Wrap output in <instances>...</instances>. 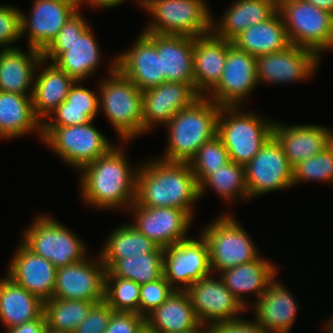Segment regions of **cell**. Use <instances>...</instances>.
I'll use <instances>...</instances> for the list:
<instances>
[{"mask_svg": "<svg viewBox=\"0 0 333 333\" xmlns=\"http://www.w3.org/2000/svg\"><path fill=\"white\" fill-rule=\"evenodd\" d=\"M199 199V185L189 163L156 158L139 165L136 206L174 207L186 211L193 218L192 205Z\"/></svg>", "mask_w": 333, "mask_h": 333, "instance_id": "6da1fadb", "label": "cell"}, {"mask_svg": "<svg viewBox=\"0 0 333 333\" xmlns=\"http://www.w3.org/2000/svg\"><path fill=\"white\" fill-rule=\"evenodd\" d=\"M137 168H131L121 146L80 169L83 201L98 209H127L135 201Z\"/></svg>", "mask_w": 333, "mask_h": 333, "instance_id": "7a4b0ae2", "label": "cell"}, {"mask_svg": "<svg viewBox=\"0 0 333 333\" xmlns=\"http://www.w3.org/2000/svg\"><path fill=\"white\" fill-rule=\"evenodd\" d=\"M221 106L200 96L189 107L177 112L165 125L168 143L164 155L168 162L189 163L198 149L217 135Z\"/></svg>", "mask_w": 333, "mask_h": 333, "instance_id": "3957f363", "label": "cell"}, {"mask_svg": "<svg viewBox=\"0 0 333 333\" xmlns=\"http://www.w3.org/2000/svg\"><path fill=\"white\" fill-rule=\"evenodd\" d=\"M111 62L109 77L100 81L99 110L125 143L143 134L142 90L116 68V57Z\"/></svg>", "mask_w": 333, "mask_h": 333, "instance_id": "277c9868", "label": "cell"}, {"mask_svg": "<svg viewBox=\"0 0 333 333\" xmlns=\"http://www.w3.org/2000/svg\"><path fill=\"white\" fill-rule=\"evenodd\" d=\"M241 108L221 107L217 136L228 151L229 159L245 166L273 136L274 121L265 120L251 111L243 112Z\"/></svg>", "mask_w": 333, "mask_h": 333, "instance_id": "5b68a950", "label": "cell"}, {"mask_svg": "<svg viewBox=\"0 0 333 333\" xmlns=\"http://www.w3.org/2000/svg\"><path fill=\"white\" fill-rule=\"evenodd\" d=\"M206 4L204 0H145L143 8L153 21L143 32L194 38L208 35L213 15Z\"/></svg>", "mask_w": 333, "mask_h": 333, "instance_id": "8992f818", "label": "cell"}, {"mask_svg": "<svg viewBox=\"0 0 333 333\" xmlns=\"http://www.w3.org/2000/svg\"><path fill=\"white\" fill-rule=\"evenodd\" d=\"M291 44L321 52L333 49V15L303 0H278Z\"/></svg>", "mask_w": 333, "mask_h": 333, "instance_id": "52a82bcc", "label": "cell"}, {"mask_svg": "<svg viewBox=\"0 0 333 333\" xmlns=\"http://www.w3.org/2000/svg\"><path fill=\"white\" fill-rule=\"evenodd\" d=\"M201 235L209 246L211 272L216 274L251 262L260 255L248 232L232 214L220 215L203 228Z\"/></svg>", "mask_w": 333, "mask_h": 333, "instance_id": "ba28073f", "label": "cell"}, {"mask_svg": "<svg viewBox=\"0 0 333 333\" xmlns=\"http://www.w3.org/2000/svg\"><path fill=\"white\" fill-rule=\"evenodd\" d=\"M24 232L21 242L56 268L80 262L87 257L84 241L48 215H37L34 223Z\"/></svg>", "mask_w": 333, "mask_h": 333, "instance_id": "9c48e42d", "label": "cell"}, {"mask_svg": "<svg viewBox=\"0 0 333 333\" xmlns=\"http://www.w3.org/2000/svg\"><path fill=\"white\" fill-rule=\"evenodd\" d=\"M92 122L66 127H42L41 140L65 163L80 170L114 147Z\"/></svg>", "mask_w": 333, "mask_h": 333, "instance_id": "30bf717a", "label": "cell"}, {"mask_svg": "<svg viewBox=\"0 0 333 333\" xmlns=\"http://www.w3.org/2000/svg\"><path fill=\"white\" fill-rule=\"evenodd\" d=\"M257 85L256 57L227 40V58L221 78L205 97L221 107H240Z\"/></svg>", "mask_w": 333, "mask_h": 333, "instance_id": "8fae6325", "label": "cell"}, {"mask_svg": "<svg viewBox=\"0 0 333 333\" xmlns=\"http://www.w3.org/2000/svg\"><path fill=\"white\" fill-rule=\"evenodd\" d=\"M244 169L249 199L294 186L293 168L273 136Z\"/></svg>", "mask_w": 333, "mask_h": 333, "instance_id": "7c38bea8", "label": "cell"}, {"mask_svg": "<svg viewBox=\"0 0 333 333\" xmlns=\"http://www.w3.org/2000/svg\"><path fill=\"white\" fill-rule=\"evenodd\" d=\"M211 273L209 246L202 235L165 248L163 276L175 290L186 291Z\"/></svg>", "mask_w": 333, "mask_h": 333, "instance_id": "4fadbf2b", "label": "cell"}, {"mask_svg": "<svg viewBox=\"0 0 333 333\" xmlns=\"http://www.w3.org/2000/svg\"><path fill=\"white\" fill-rule=\"evenodd\" d=\"M106 271L100 256L57 268L52 298L103 302Z\"/></svg>", "mask_w": 333, "mask_h": 333, "instance_id": "5bb4252c", "label": "cell"}, {"mask_svg": "<svg viewBox=\"0 0 333 333\" xmlns=\"http://www.w3.org/2000/svg\"><path fill=\"white\" fill-rule=\"evenodd\" d=\"M321 56L313 50L290 44L287 48L256 57L258 84H283L314 75Z\"/></svg>", "mask_w": 333, "mask_h": 333, "instance_id": "9a60e30c", "label": "cell"}, {"mask_svg": "<svg viewBox=\"0 0 333 333\" xmlns=\"http://www.w3.org/2000/svg\"><path fill=\"white\" fill-rule=\"evenodd\" d=\"M29 17L21 12V36L28 34V45L43 52L61 27L81 8V0H33Z\"/></svg>", "mask_w": 333, "mask_h": 333, "instance_id": "2e32d148", "label": "cell"}, {"mask_svg": "<svg viewBox=\"0 0 333 333\" xmlns=\"http://www.w3.org/2000/svg\"><path fill=\"white\" fill-rule=\"evenodd\" d=\"M214 277L210 274L186 290L198 321L209 326L241 317L239 315L248 310L220 277Z\"/></svg>", "mask_w": 333, "mask_h": 333, "instance_id": "e0dca14e", "label": "cell"}, {"mask_svg": "<svg viewBox=\"0 0 333 333\" xmlns=\"http://www.w3.org/2000/svg\"><path fill=\"white\" fill-rule=\"evenodd\" d=\"M134 212V228L158 247L168 248L189 239L186 236L192 217L174 207H145L134 203L128 209Z\"/></svg>", "mask_w": 333, "mask_h": 333, "instance_id": "ac0fdd59", "label": "cell"}, {"mask_svg": "<svg viewBox=\"0 0 333 333\" xmlns=\"http://www.w3.org/2000/svg\"><path fill=\"white\" fill-rule=\"evenodd\" d=\"M200 95L187 83L165 81L142 91L143 134L156 124L166 125L180 110Z\"/></svg>", "mask_w": 333, "mask_h": 333, "instance_id": "d6986e66", "label": "cell"}, {"mask_svg": "<svg viewBox=\"0 0 333 333\" xmlns=\"http://www.w3.org/2000/svg\"><path fill=\"white\" fill-rule=\"evenodd\" d=\"M100 56V48L90 26L72 44H50L42 52L43 59H51L77 82L90 78L97 71Z\"/></svg>", "mask_w": 333, "mask_h": 333, "instance_id": "ffe728a7", "label": "cell"}, {"mask_svg": "<svg viewBox=\"0 0 333 333\" xmlns=\"http://www.w3.org/2000/svg\"><path fill=\"white\" fill-rule=\"evenodd\" d=\"M7 276L43 302L53 296L57 268L22 242L13 254Z\"/></svg>", "mask_w": 333, "mask_h": 333, "instance_id": "44dd1931", "label": "cell"}, {"mask_svg": "<svg viewBox=\"0 0 333 333\" xmlns=\"http://www.w3.org/2000/svg\"><path fill=\"white\" fill-rule=\"evenodd\" d=\"M116 68L142 91L165 82L161 56L144 32L140 33L130 49L116 56Z\"/></svg>", "mask_w": 333, "mask_h": 333, "instance_id": "7402d4cb", "label": "cell"}, {"mask_svg": "<svg viewBox=\"0 0 333 333\" xmlns=\"http://www.w3.org/2000/svg\"><path fill=\"white\" fill-rule=\"evenodd\" d=\"M273 137L282 146L292 168L333 143L332 129L312 124L287 126L276 121Z\"/></svg>", "mask_w": 333, "mask_h": 333, "instance_id": "603a6c76", "label": "cell"}, {"mask_svg": "<svg viewBox=\"0 0 333 333\" xmlns=\"http://www.w3.org/2000/svg\"><path fill=\"white\" fill-rule=\"evenodd\" d=\"M276 278L261 297L253 302L255 322L265 333H289L295 321L297 302Z\"/></svg>", "mask_w": 333, "mask_h": 333, "instance_id": "cb8c5ba5", "label": "cell"}, {"mask_svg": "<svg viewBox=\"0 0 333 333\" xmlns=\"http://www.w3.org/2000/svg\"><path fill=\"white\" fill-rule=\"evenodd\" d=\"M156 45L161 56L165 81L182 82L194 89L193 48L194 37L144 32Z\"/></svg>", "mask_w": 333, "mask_h": 333, "instance_id": "d4e9b609", "label": "cell"}, {"mask_svg": "<svg viewBox=\"0 0 333 333\" xmlns=\"http://www.w3.org/2000/svg\"><path fill=\"white\" fill-rule=\"evenodd\" d=\"M227 58V40L213 32L194 39V90L205 96L220 80Z\"/></svg>", "mask_w": 333, "mask_h": 333, "instance_id": "484cf974", "label": "cell"}, {"mask_svg": "<svg viewBox=\"0 0 333 333\" xmlns=\"http://www.w3.org/2000/svg\"><path fill=\"white\" fill-rule=\"evenodd\" d=\"M42 58V52L33 47H28L27 53L17 46L1 49L0 91L32 95L36 69Z\"/></svg>", "mask_w": 333, "mask_h": 333, "instance_id": "4316f807", "label": "cell"}, {"mask_svg": "<svg viewBox=\"0 0 333 333\" xmlns=\"http://www.w3.org/2000/svg\"><path fill=\"white\" fill-rule=\"evenodd\" d=\"M276 273V265L260 255L251 262L223 270L218 275L231 293L248 309L251 302L247 303L244 295L254 293L258 300L275 279Z\"/></svg>", "mask_w": 333, "mask_h": 333, "instance_id": "83f0119b", "label": "cell"}, {"mask_svg": "<svg viewBox=\"0 0 333 333\" xmlns=\"http://www.w3.org/2000/svg\"><path fill=\"white\" fill-rule=\"evenodd\" d=\"M42 58L37 66L34 87L32 92V103L35 116L42 122L65 101L74 80L60 69L55 63ZM45 64V66L43 65ZM42 66V67H41ZM43 68L37 74V70ZM43 118V119H42Z\"/></svg>", "mask_w": 333, "mask_h": 333, "instance_id": "f1b7e54d", "label": "cell"}, {"mask_svg": "<svg viewBox=\"0 0 333 333\" xmlns=\"http://www.w3.org/2000/svg\"><path fill=\"white\" fill-rule=\"evenodd\" d=\"M278 11V0H236L220 18L212 23V32L232 41L248 27L265 22Z\"/></svg>", "mask_w": 333, "mask_h": 333, "instance_id": "f546056e", "label": "cell"}, {"mask_svg": "<svg viewBox=\"0 0 333 333\" xmlns=\"http://www.w3.org/2000/svg\"><path fill=\"white\" fill-rule=\"evenodd\" d=\"M31 96L0 91V138H19L35 131L42 138V122L35 116Z\"/></svg>", "mask_w": 333, "mask_h": 333, "instance_id": "4dcf8cb0", "label": "cell"}, {"mask_svg": "<svg viewBox=\"0 0 333 333\" xmlns=\"http://www.w3.org/2000/svg\"><path fill=\"white\" fill-rule=\"evenodd\" d=\"M44 302L7 275L0 279V321L6 329L39 318Z\"/></svg>", "mask_w": 333, "mask_h": 333, "instance_id": "1f68e13d", "label": "cell"}, {"mask_svg": "<svg viewBox=\"0 0 333 333\" xmlns=\"http://www.w3.org/2000/svg\"><path fill=\"white\" fill-rule=\"evenodd\" d=\"M232 44L239 50L258 57L287 48L289 41L282 17L277 11L265 22L252 25L242 31Z\"/></svg>", "mask_w": 333, "mask_h": 333, "instance_id": "d6a6232c", "label": "cell"}, {"mask_svg": "<svg viewBox=\"0 0 333 333\" xmlns=\"http://www.w3.org/2000/svg\"><path fill=\"white\" fill-rule=\"evenodd\" d=\"M198 323L188 293L179 290L145 317L146 327L157 333L183 332Z\"/></svg>", "mask_w": 333, "mask_h": 333, "instance_id": "836d02e7", "label": "cell"}, {"mask_svg": "<svg viewBox=\"0 0 333 333\" xmlns=\"http://www.w3.org/2000/svg\"><path fill=\"white\" fill-rule=\"evenodd\" d=\"M75 81L68 95L48 117L42 127H66L94 121L99 113V97L96 92L83 87Z\"/></svg>", "mask_w": 333, "mask_h": 333, "instance_id": "e575fe53", "label": "cell"}, {"mask_svg": "<svg viewBox=\"0 0 333 333\" xmlns=\"http://www.w3.org/2000/svg\"><path fill=\"white\" fill-rule=\"evenodd\" d=\"M164 253V248L157 247L153 252L141 256L101 260L114 277L133 280L141 285L155 281L163 275Z\"/></svg>", "mask_w": 333, "mask_h": 333, "instance_id": "d590c367", "label": "cell"}, {"mask_svg": "<svg viewBox=\"0 0 333 333\" xmlns=\"http://www.w3.org/2000/svg\"><path fill=\"white\" fill-rule=\"evenodd\" d=\"M101 252V259H124L153 252L158 246L139 233L132 224H122L109 234Z\"/></svg>", "mask_w": 333, "mask_h": 333, "instance_id": "8d00e7d4", "label": "cell"}, {"mask_svg": "<svg viewBox=\"0 0 333 333\" xmlns=\"http://www.w3.org/2000/svg\"><path fill=\"white\" fill-rule=\"evenodd\" d=\"M207 187L211 188L213 192L215 191L220 198L222 197L223 201L227 202L229 200L228 203L240 198L241 200L249 199L244 166L231 160L210 174L199 185V198L203 196Z\"/></svg>", "mask_w": 333, "mask_h": 333, "instance_id": "74e56055", "label": "cell"}, {"mask_svg": "<svg viewBox=\"0 0 333 333\" xmlns=\"http://www.w3.org/2000/svg\"><path fill=\"white\" fill-rule=\"evenodd\" d=\"M93 305L90 301L51 298L44 302L46 326L55 331L73 333Z\"/></svg>", "mask_w": 333, "mask_h": 333, "instance_id": "f35d334b", "label": "cell"}, {"mask_svg": "<svg viewBox=\"0 0 333 333\" xmlns=\"http://www.w3.org/2000/svg\"><path fill=\"white\" fill-rule=\"evenodd\" d=\"M105 302L114 312L139 314L140 285L133 280L114 277L107 270L105 275Z\"/></svg>", "mask_w": 333, "mask_h": 333, "instance_id": "ab89813d", "label": "cell"}, {"mask_svg": "<svg viewBox=\"0 0 333 333\" xmlns=\"http://www.w3.org/2000/svg\"><path fill=\"white\" fill-rule=\"evenodd\" d=\"M230 161L228 151L216 135L204 143L189 162L190 168L200 185L210 174Z\"/></svg>", "mask_w": 333, "mask_h": 333, "instance_id": "60d3db41", "label": "cell"}, {"mask_svg": "<svg viewBox=\"0 0 333 333\" xmlns=\"http://www.w3.org/2000/svg\"><path fill=\"white\" fill-rule=\"evenodd\" d=\"M305 181L333 182V143L293 168V185Z\"/></svg>", "mask_w": 333, "mask_h": 333, "instance_id": "b9f144b4", "label": "cell"}, {"mask_svg": "<svg viewBox=\"0 0 333 333\" xmlns=\"http://www.w3.org/2000/svg\"><path fill=\"white\" fill-rule=\"evenodd\" d=\"M175 291L162 275L159 279L140 285L139 315L146 317L163 304Z\"/></svg>", "mask_w": 333, "mask_h": 333, "instance_id": "7bdbcfd3", "label": "cell"}, {"mask_svg": "<svg viewBox=\"0 0 333 333\" xmlns=\"http://www.w3.org/2000/svg\"><path fill=\"white\" fill-rule=\"evenodd\" d=\"M21 12L13 6L0 5V48H15L13 43L20 40L21 36Z\"/></svg>", "mask_w": 333, "mask_h": 333, "instance_id": "ee69618b", "label": "cell"}, {"mask_svg": "<svg viewBox=\"0 0 333 333\" xmlns=\"http://www.w3.org/2000/svg\"><path fill=\"white\" fill-rule=\"evenodd\" d=\"M113 312L105 301L94 304L73 333H104Z\"/></svg>", "mask_w": 333, "mask_h": 333, "instance_id": "f6af8a7d", "label": "cell"}, {"mask_svg": "<svg viewBox=\"0 0 333 333\" xmlns=\"http://www.w3.org/2000/svg\"><path fill=\"white\" fill-rule=\"evenodd\" d=\"M145 317L133 312H113L104 333H140Z\"/></svg>", "mask_w": 333, "mask_h": 333, "instance_id": "bcb514c9", "label": "cell"}, {"mask_svg": "<svg viewBox=\"0 0 333 333\" xmlns=\"http://www.w3.org/2000/svg\"><path fill=\"white\" fill-rule=\"evenodd\" d=\"M88 27L79 8L61 27L51 44H72Z\"/></svg>", "mask_w": 333, "mask_h": 333, "instance_id": "7dc6e473", "label": "cell"}, {"mask_svg": "<svg viewBox=\"0 0 333 333\" xmlns=\"http://www.w3.org/2000/svg\"><path fill=\"white\" fill-rule=\"evenodd\" d=\"M210 333H265L255 320L238 317L210 325Z\"/></svg>", "mask_w": 333, "mask_h": 333, "instance_id": "c3c4849f", "label": "cell"}, {"mask_svg": "<svg viewBox=\"0 0 333 333\" xmlns=\"http://www.w3.org/2000/svg\"><path fill=\"white\" fill-rule=\"evenodd\" d=\"M46 319L44 313L37 319L6 329V333H45Z\"/></svg>", "mask_w": 333, "mask_h": 333, "instance_id": "681fc988", "label": "cell"}, {"mask_svg": "<svg viewBox=\"0 0 333 333\" xmlns=\"http://www.w3.org/2000/svg\"><path fill=\"white\" fill-rule=\"evenodd\" d=\"M125 0H81V6L87 4V6H92L94 8H112L121 4ZM138 3L144 7L145 0H137Z\"/></svg>", "mask_w": 333, "mask_h": 333, "instance_id": "f907efd6", "label": "cell"}, {"mask_svg": "<svg viewBox=\"0 0 333 333\" xmlns=\"http://www.w3.org/2000/svg\"><path fill=\"white\" fill-rule=\"evenodd\" d=\"M333 15V0H303Z\"/></svg>", "mask_w": 333, "mask_h": 333, "instance_id": "816d5d0a", "label": "cell"}, {"mask_svg": "<svg viewBox=\"0 0 333 333\" xmlns=\"http://www.w3.org/2000/svg\"><path fill=\"white\" fill-rule=\"evenodd\" d=\"M178 333H210V326L199 322L194 328Z\"/></svg>", "mask_w": 333, "mask_h": 333, "instance_id": "f5cc1de1", "label": "cell"}, {"mask_svg": "<svg viewBox=\"0 0 333 333\" xmlns=\"http://www.w3.org/2000/svg\"><path fill=\"white\" fill-rule=\"evenodd\" d=\"M45 333H69V332L55 331L46 327Z\"/></svg>", "mask_w": 333, "mask_h": 333, "instance_id": "db71d44e", "label": "cell"}, {"mask_svg": "<svg viewBox=\"0 0 333 333\" xmlns=\"http://www.w3.org/2000/svg\"><path fill=\"white\" fill-rule=\"evenodd\" d=\"M140 333H157V332H154L150 329H148L146 326L141 330Z\"/></svg>", "mask_w": 333, "mask_h": 333, "instance_id": "11a10c76", "label": "cell"}]
</instances>
